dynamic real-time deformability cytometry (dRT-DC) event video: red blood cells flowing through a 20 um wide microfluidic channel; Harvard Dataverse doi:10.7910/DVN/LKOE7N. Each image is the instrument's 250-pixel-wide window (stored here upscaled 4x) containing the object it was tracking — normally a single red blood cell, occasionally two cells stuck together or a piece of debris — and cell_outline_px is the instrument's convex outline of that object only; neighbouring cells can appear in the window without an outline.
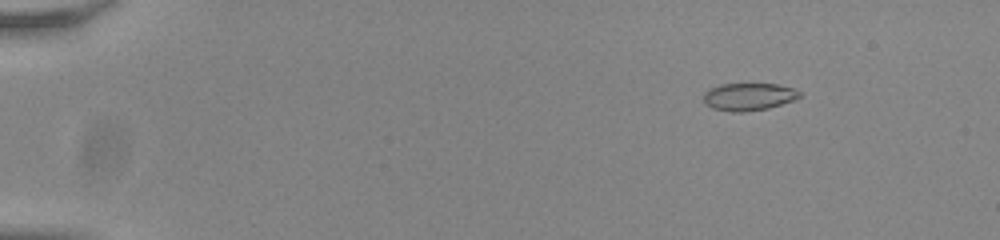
{"species": "common noctule bat (a hibernating species)", "species_latin": "Nyctalus noctula", "temperature_condition": "room temperature", "stored_images_in_passage": 52, "camera_frame_rate_fps": 3000, "um_per_image_px": 0.085, "animal": {"sex": "male", "body_mass_g": 20.0, "forearm_length_mm": 53.3}, "frame": {"image": 1, "passage_image": 5, "time_ms": 1.333, "image_size_px": [1000, 240], "cell_outline_px": [[800, 96], [792, 100], [768, 108], [744, 112], [732, 112], [712, 108], [704, 104], [704, 92], [720, 84], [776, 84], [792, 88], [800, 92]], "centroid_in_image_um": [63.59, 8.22], "position_along_channel_um": 21.4, "area_um2": 15.2}}
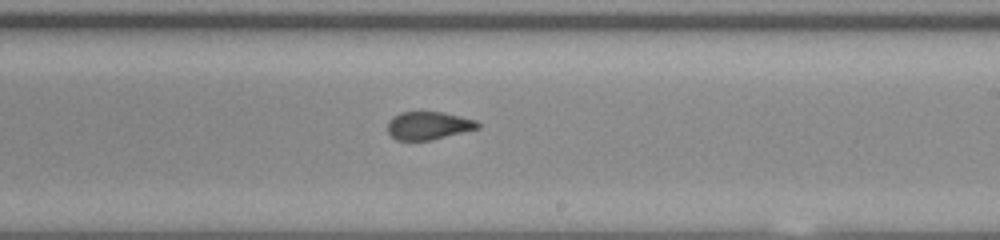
{"frame": {"image": 2, "passage_image": 32, "time_ms": 10.333, "image_size_px": [1000, 240], "cell_outline_px": [[480, 128], [432, 140], [396, 140], [388, 132], [388, 120], [392, 116], [400, 112], [444, 112], [476, 120], [480, 124]], "centroid_in_image_um": [36.42, 10.67], "position_along_channel_um": 252.6, "area_um2": 14.8}}
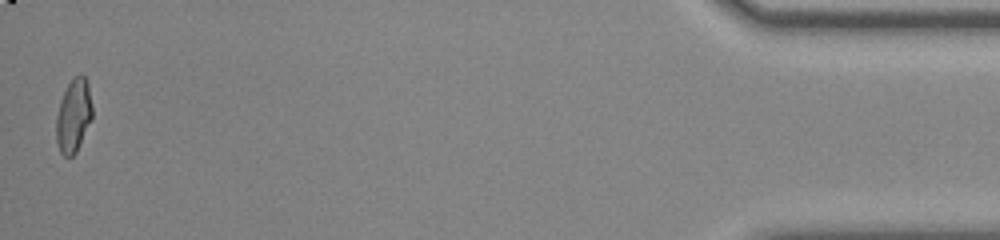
{"frame": {"image": 3, "passage_image": 52, "time_ms": 17.0, "image_size_px": [1000, 240], "cell_outline_px": [[92, 120], [76, 152], [72, 156], [64, 156], [60, 152], [56, 140], [56, 116], [60, 100], [68, 84], [80, 72], [84, 76], [88, 84], [92, 104]], "centroid_in_image_um": [6.26, 9.84], "position_along_channel_um": 428.9, "area_um2": 15.49}, "authors_computed_cell_mechanics": {"area_um2": 15.606, "velocity_mm_per_s": 3.863, "shape_relaxation_time_tau1_ms": null, "shape_relaxation_time_tau2_ms": 1.1682, "deformation_change_tau1": null, "deformation_change_tau2": 0.0699}}